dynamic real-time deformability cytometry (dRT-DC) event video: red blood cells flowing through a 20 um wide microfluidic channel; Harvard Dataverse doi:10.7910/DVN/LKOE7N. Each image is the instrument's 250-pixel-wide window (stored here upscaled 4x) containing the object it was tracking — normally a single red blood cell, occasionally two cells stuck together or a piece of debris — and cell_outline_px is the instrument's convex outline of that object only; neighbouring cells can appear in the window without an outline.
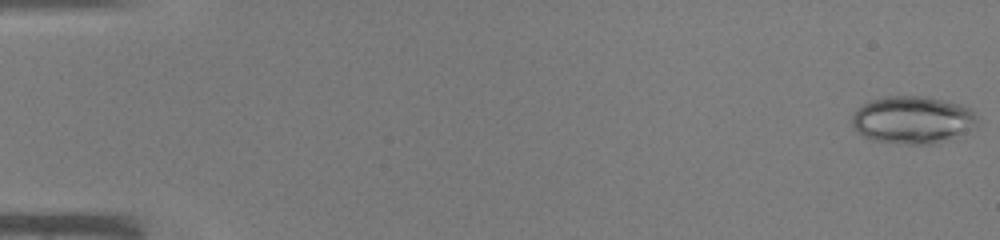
{"species": "common noctule bat (a hibernating species)", "species_latin": "Nyctalus noctula", "temperature_condition": "warm", "stored_images_in_passage": 34, "camera_frame_rate_fps": 3000, "um_per_image_px": 0.085, "animal": {"sex": "male", "body_mass_g": 19.0, "forearm_length_mm": 50.8}, "frame": {"image": 1, "passage_image": 1, "time_ms": 0.0, "image_size_px": [1000, 240], "cell_outline_px": [[976, 124], [972, 128], [932, 144], [908, 144], [872, 140], [856, 132], [852, 124], [852, 116], [856, 108], [872, 100], [888, 96], [920, 96], [940, 100], [956, 104], [968, 108], [976, 116]], "centroid_in_image_um": [77.48, 10.19], "position_along_channel_um": 7.5, "area_um2": 33.87}}